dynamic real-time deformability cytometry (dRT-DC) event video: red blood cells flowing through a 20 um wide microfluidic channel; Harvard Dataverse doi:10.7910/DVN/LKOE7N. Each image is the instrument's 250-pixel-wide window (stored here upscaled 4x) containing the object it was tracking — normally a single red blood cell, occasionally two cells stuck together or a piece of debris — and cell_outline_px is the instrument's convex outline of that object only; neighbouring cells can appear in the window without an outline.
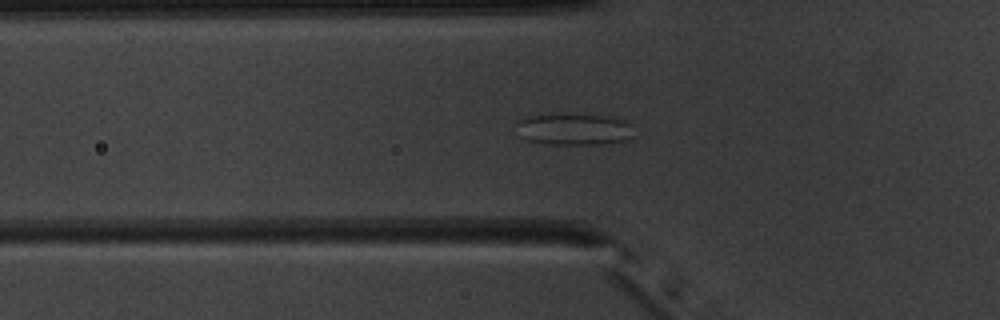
{"species": "common noctule bat (a hibernating species)", "species_latin": "Nyctalus noctula", "temperature_condition": "warm", "stored_images_in_passage": 52, "segment_of_instrument_passage": [1, 2], "camera_frame_rate_fps": 3000, "um_per_image_px": 0.085, "animal": {"sex": "male", "body_mass_g": 20.1, "forearm_length_mm": 53.5}, "frame": {"image": 1, "passage_image": 18, "time_ms": 5.667, "image_size_px": [1000, 320], "cell_outline_px": [[632, 136], [624, 140], [600, 144], [548, 144], [528, 140], [520, 136], [516, 124], [520, 120], [528, 116], [604, 116], [624, 120], [632, 124]], "centroid_in_image_um": [48.8, 11.02], "position_along_channel_um": 77.0, "area_um2": 20.81}}
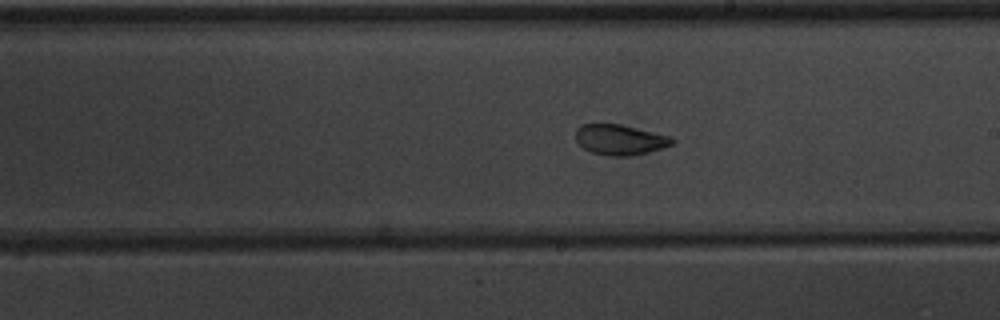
{"frame": {"image": 2, "passage_image": 30, "time_ms": 9.667, "image_size_px": [1000, 320], "cell_outline_px": [[676, 144], [664, 148], [648, 152], [628, 156], [612, 156], [592, 152], [584, 148], [576, 140], [576, 128], [580, 124], [620, 124], [672, 136], [676, 140]], "centroid_in_image_um": [52.76, 11.87], "position_along_channel_um": 236.2, "area_um2": 17.22}}
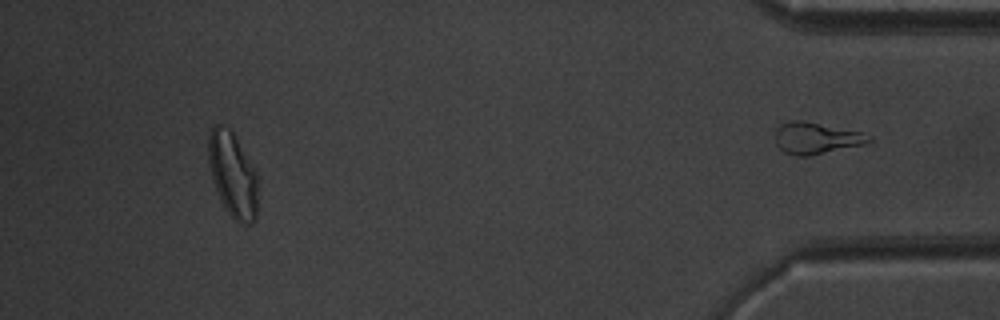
{"frame": {"image": 3, "passage_image": 48, "time_ms": 15.667, "image_size_px": [1000, 320], "cell_outline_px": [[256, 220], [252, 224], [240, 224], [224, 208], [220, 200], [212, 180], [208, 164], [208, 136], [212, 128], [216, 124], [220, 124], [228, 128], [232, 132], [256, 172]], "centroid_in_image_um": [19.75, 14.87], "position_along_channel_um": 415.5, "area_um2": 24.22}}